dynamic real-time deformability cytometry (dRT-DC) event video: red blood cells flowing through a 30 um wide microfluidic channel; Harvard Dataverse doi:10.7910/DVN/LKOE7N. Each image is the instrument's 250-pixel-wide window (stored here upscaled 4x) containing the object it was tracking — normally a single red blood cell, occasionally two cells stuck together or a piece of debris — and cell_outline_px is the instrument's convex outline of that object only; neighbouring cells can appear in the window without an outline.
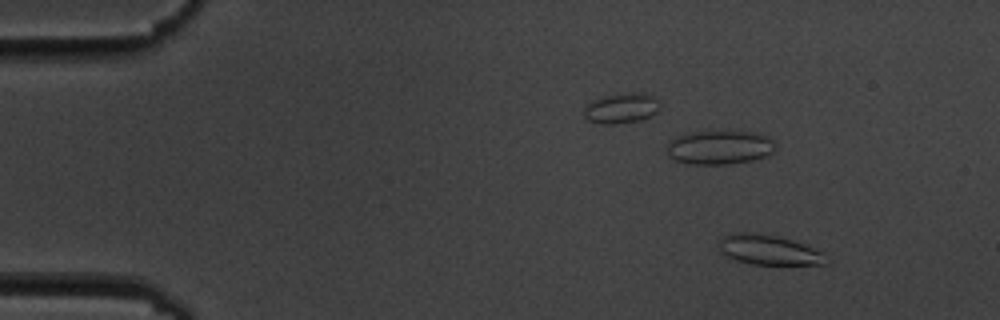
{"species": "common noctule bat (a hibernating species)", "species_latin": "Nyctalus noctula", "temperature_condition": "cold", "stored_images_in_passage": 6, "camera_frame_rate_fps": 3000, "um_per_image_px": 0.085, "animal": {"sex": "male", "body_mass_g": 19.5, "forearm_length_mm": 54.6}, "frame": {"image": 1, "passage_image": 2, "time_ms": 1.0, "image_size_px": [1000, 320], "cell_outline_px": [[832, 260], [824, 264], [752, 264], [736, 260], [720, 252], [720, 240], [724, 236], [736, 232], [748, 232], [776, 236], [792, 240], [812, 248], [820, 252]], "centroid_in_image_um": [65.35, 21.25], "position_along_channel_um": 19.6, "area_um2": 18.32}}
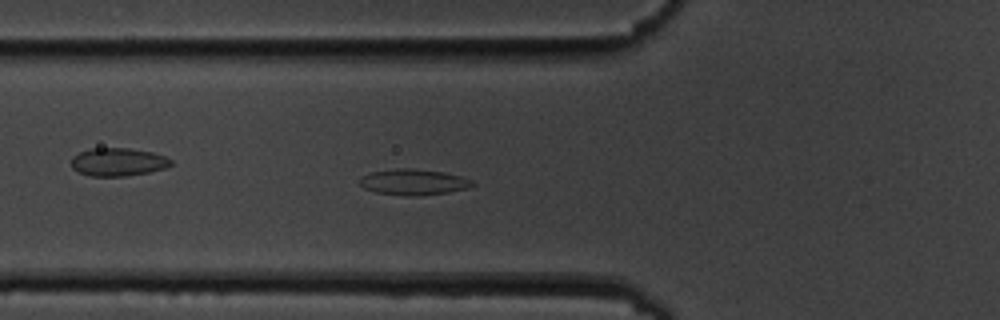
{"frame": {"image": 2, "passage_image": 6, "time_ms": 5.667, "image_size_px": [1000, 320], "cell_outline_px": [[476, 184], [468, 188], [448, 192], [420, 196], [404, 196], [376, 192], [364, 188], [360, 184], [360, 180], [364, 176], [372, 172], [396, 168], [412, 168], [444, 172], [460, 176], [472, 180]], "centroid_in_image_um": [35.18, 15.48], "position_along_channel_um": 90.6, "area_um2": 16.99}}